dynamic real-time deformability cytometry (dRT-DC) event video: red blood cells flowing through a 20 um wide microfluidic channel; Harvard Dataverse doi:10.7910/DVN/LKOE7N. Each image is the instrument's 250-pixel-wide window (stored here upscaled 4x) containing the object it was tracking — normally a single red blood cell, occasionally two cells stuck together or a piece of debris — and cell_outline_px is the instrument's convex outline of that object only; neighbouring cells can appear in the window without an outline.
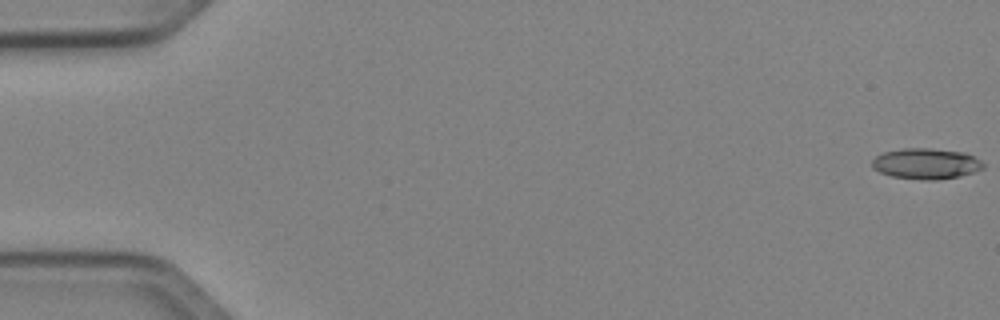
{"species": "Egyptian fruit bat (a non-hibernating species)", "species_latin": "Rousettus aegyptiacus", "temperature_condition": "cold", "stored_images_in_passage": 51, "camera_frame_rate_fps": 3000, "um_per_image_px": 0.085, "animal": {"sex": "female"}, "frame": {"image": 1, "passage_image": 1, "time_ms": 0.0, "image_size_px": [1000, 320], "cell_outline_px": [[984, 168], [960, 176], [936, 180], [924, 180], [892, 176], [880, 172], [872, 168], [872, 160], [876, 156], [884, 152], [904, 148], [928, 148], [964, 152], [980, 160], [984, 164]], "centroid_in_image_um": [78.7, 13.91], "position_along_channel_um": 6.3, "area_um2": 19.83}}
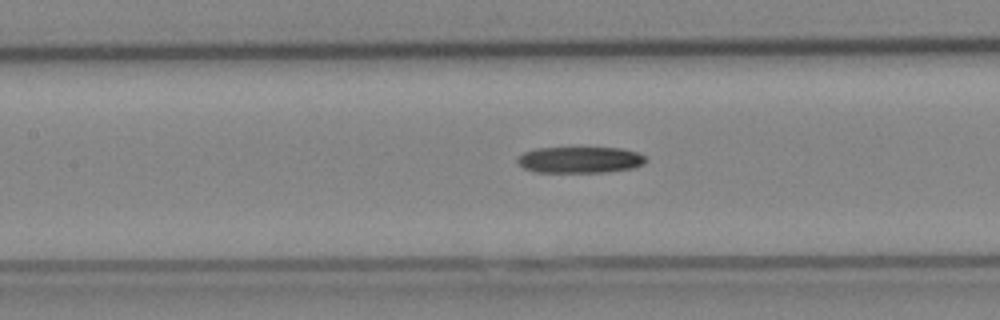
{"frame": {"image": 2, "passage_image": 24, "time_ms": 7.667, "image_size_px": [1000, 320], "cell_outline_px": [[648, 160], [644, 164], [632, 168], [604, 172], [536, 172], [524, 168], [516, 160], [516, 156], [524, 152], [536, 148], [624, 148], [636, 152], [644, 156]], "centroid_in_image_um": [49.29, 13.58], "position_along_channel_um": 158.1, "area_um2": 19.71}}
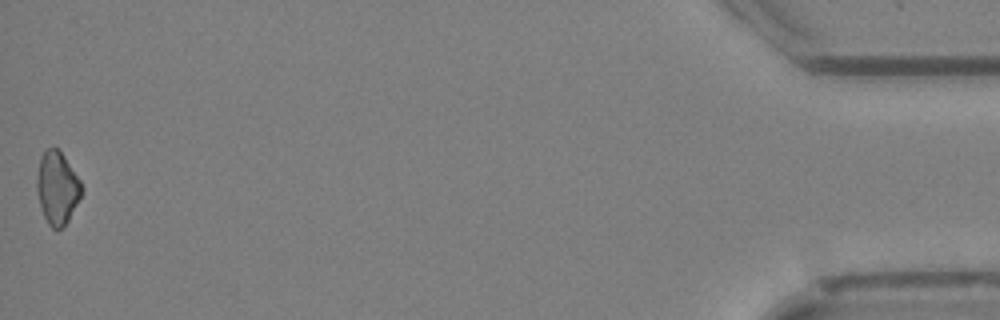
{"frame": {"image": 3, "passage_image": 51, "time_ms": 16.667, "image_size_px": [1000, 320], "cell_outline_px": [[80, 196], [68, 220], [56, 232], [48, 224], [44, 216], [40, 204], [36, 188], [36, 180], [40, 156], [48, 148], [56, 148], [64, 156], [80, 180]], "centroid_in_image_um": [4.83, 15.97], "position_along_channel_um": 430.4, "area_um2": 18.5}}